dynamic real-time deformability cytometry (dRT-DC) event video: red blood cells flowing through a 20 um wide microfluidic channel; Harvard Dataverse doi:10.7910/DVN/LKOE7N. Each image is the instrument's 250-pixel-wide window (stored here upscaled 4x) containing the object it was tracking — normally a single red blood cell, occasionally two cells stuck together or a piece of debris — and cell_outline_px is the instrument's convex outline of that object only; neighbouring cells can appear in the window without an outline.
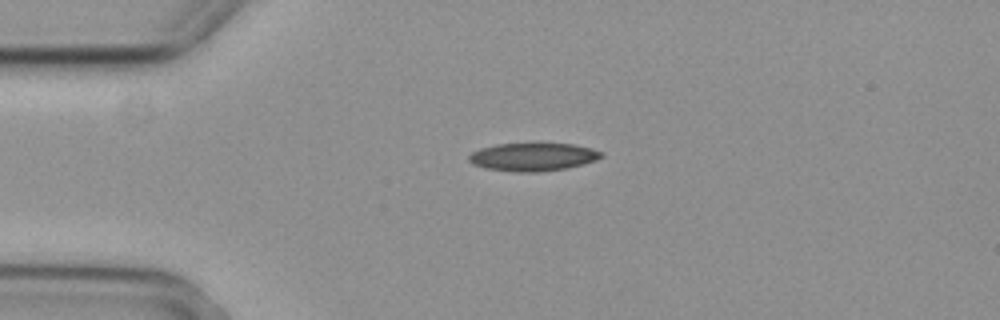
{"species": "common noctule bat (a hibernating species)", "species_latin": "Nyctalus noctula", "temperature_condition": "cold", "stored_images_in_passage": 2, "camera_frame_rate_fps": 3000, "um_per_image_px": 0.085, "animal": {"sex": "female", "body_mass_g": 29.2, "forearm_length_mm": 56.3}, "frame": {"image": 1, "passage_image": 1, "time_ms": 0.0, "image_size_px": [1000, 320], "cell_outline_px": [[604, 156], [596, 160], [584, 164], [568, 168], [536, 172], [516, 172], [484, 168], [472, 164], [468, 160], [468, 156], [472, 152], [480, 148], [496, 144], [572, 144], [592, 148], [604, 152]], "centroid_in_image_um": [45.31, 13.34], "position_along_channel_um": 39.7, "area_um2": 21.73}}